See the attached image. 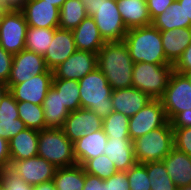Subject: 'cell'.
<instances>
[{
    "mask_svg": "<svg viewBox=\"0 0 191 190\" xmlns=\"http://www.w3.org/2000/svg\"><path fill=\"white\" fill-rule=\"evenodd\" d=\"M134 62L125 42H106L97 53V67L113 90L132 87Z\"/></svg>",
    "mask_w": 191,
    "mask_h": 190,
    "instance_id": "6da1fadb",
    "label": "cell"
},
{
    "mask_svg": "<svg viewBox=\"0 0 191 190\" xmlns=\"http://www.w3.org/2000/svg\"><path fill=\"white\" fill-rule=\"evenodd\" d=\"M123 41L134 63L171 64L164 54L160 30L152 24L129 29Z\"/></svg>",
    "mask_w": 191,
    "mask_h": 190,
    "instance_id": "7a4b0ae2",
    "label": "cell"
},
{
    "mask_svg": "<svg viewBox=\"0 0 191 190\" xmlns=\"http://www.w3.org/2000/svg\"><path fill=\"white\" fill-rule=\"evenodd\" d=\"M79 82L81 108L92 110L104 119L113 111L111 95L113 89L98 67Z\"/></svg>",
    "mask_w": 191,
    "mask_h": 190,
    "instance_id": "3957f363",
    "label": "cell"
},
{
    "mask_svg": "<svg viewBox=\"0 0 191 190\" xmlns=\"http://www.w3.org/2000/svg\"><path fill=\"white\" fill-rule=\"evenodd\" d=\"M105 42L122 41L127 33L116 0H81Z\"/></svg>",
    "mask_w": 191,
    "mask_h": 190,
    "instance_id": "277c9868",
    "label": "cell"
},
{
    "mask_svg": "<svg viewBox=\"0 0 191 190\" xmlns=\"http://www.w3.org/2000/svg\"><path fill=\"white\" fill-rule=\"evenodd\" d=\"M38 156L52 163L56 168L77 165L73 143L62 128H47L39 131Z\"/></svg>",
    "mask_w": 191,
    "mask_h": 190,
    "instance_id": "5b68a950",
    "label": "cell"
},
{
    "mask_svg": "<svg viewBox=\"0 0 191 190\" xmlns=\"http://www.w3.org/2000/svg\"><path fill=\"white\" fill-rule=\"evenodd\" d=\"M137 163L162 161L174 147L173 128L168 121L133 141Z\"/></svg>",
    "mask_w": 191,
    "mask_h": 190,
    "instance_id": "8992f818",
    "label": "cell"
},
{
    "mask_svg": "<svg viewBox=\"0 0 191 190\" xmlns=\"http://www.w3.org/2000/svg\"><path fill=\"white\" fill-rule=\"evenodd\" d=\"M173 72L172 64L134 63L132 87L145 92L151 99H160Z\"/></svg>",
    "mask_w": 191,
    "mask_h": 190,
    "instance_id": "52a82bcc",
    "label": "cell"
},
{
    "mask_svg": "<svg viewBox=\"0 0 191 190\" xmlns=\"http://www.w3.org/2000/svg\"><path fill=\"white\" fill-rule=\"evenodd\" d=\"M170 121L177 113L191 109V81L186 74L173 70L167 88L160 98Z\"/></svg>",
    "mask_w": 191,
    "mask_h": 190,
    "instance_id": "ba28073f",
    "label": "cell"
},
{
    "mask_svg": "<svg viewBox=\"0 0 191 190\" xmlns=\"http://www.w3.org/2000/svg\"><path fill=\"white\" fill-rule=\"evenodd\" d=\"M28 24L20 9H9L0 24V46L11 54L25 49Z\"/></svg>",
    "mask_w": 191,
    "mask_h": 190,
    "instance_id": "9c48e42d",
    "label": "cell"
},
{
    "mask_svg": "<svg viewBox=\"0 0 191 190\" xmlns=\"http://www.w3.org/2000/svg\"><path fill=\"white\" fill-rule=\"evenodd\" d=\"M168 122L160 99H152L138 113L129 117V137L132 141Z\"/></svg>",
    "mask_w": 191,
    "mask_h": 190,
    "instance_id": "30bf717a",
    "label": "cell"
},
{
    "mask_svg": "<svg viewBox=\"0 0 191 190\" xmlns=\"http://www.w3.org/2000/svg\"><path fill=\"white\" fill-rule=\"evenodd\" d=\"M41 73H53L52 70L47 68L43 55L23 49L13 56L7 85L23 83L33 75Z\"/></svg>",
    "mask_w": 191,
    "mask_h": 190,
    "instance_id": "8fae6325",
    "label": "cell"
},
{
    "mask_svg": "<svg viewBox=\"0 0 191 190\" xmlns=\"http://www.w3.org/2000/svg\"><path fill=\"white\" fill-rule=\"evenodd\" d=\"M9 169L32 186L53 180L56 167L42 157L10 161Z\"/></svg>",
    "mask_w": 191,
    "mask_h": 190,
    "instance_id": "7c38bea8",
    "label": "cell"
},
{
    "mask_svg": "<svg viewBox=\"0 0 191 190\" xmlns=\"http://www.w3.org/2000/svg\"><path fill=\"white\" fill-rule=\"evenodd\" d=\"M52 82L53 73H41L33 75L23 83L7 86L16 102H30L42 106Z\"/></svg>",
    "mask_w": 191,
    "mask_h": 190,
    "instance_id": "4fadbf2b",
    "label": "cell"
},
{
    "mask_svg": "<svg viewBox=\"0 0 191 190\" xmlns=\"http://www.w3.org/2000/svg\"><path fill=\"white\" fill-rule=\"evenodd\" d=\"M97 68V53L76 50L53 69V78L80 80Z\"/></svg>",
    "mask_w": 191,
    "mask_h": 190,
    "instance_id": "5bb4252c",
    "label": "cell"
},
{
    "mask_svg": "<svg viewBox=\"0 0 191 190\" xmlns=\"http://www.w3.org/2000/svg\"><path fill=\"white\" fill-rule=\"evenodd\" d=\"M102 127L103 119L101 117L92 110L80 108L69 113L62 129L66 137L75 143L79 138L92 134Z\"/></svg>",
    "mask_w": 191,
    "mask_h": 190,
    "instance_id": "9a60e30c",
    "label": "cell"
},
{
    "mask_svg": "<svg viewBox=\"0 0 191 190\" xmlns=\"http://www.w3.org/2000/svg\"><path fill=\"white\" fill-rule=\"evenodd\" d=\"M20 10L28 26L37 28H58L60 9L45 0H25Z\"/></svg>",
    "mask_w": 191,
    "mask_h": 190,
    "instance_id": "2e32d148",
    "label": "cell"
},
{
    "mask_svg": "<svg viewBox=\"0 0 191 190\" xmlns=\"http://www.w3.org/2000/svg\"><path fill=\"white\" fill-rule=\"evenodd\" d=\"M76 46L72 30L54 28V36L50 46L44 54V60L49 70L55 69L75 51Z\"/></svg>",
    "mask_w": 191,
    "mask_h": 190,
    "instance_id": "e0dca14e",
    "label": "cell"
},
{
    "mask_svg": "<svg viewBox=\"0 0 191 190\" xmlns=\"http://www.w3.org/2000/svg\"><path fill=\"white\" fill-rule=\"evenodd\" d=\"M113 111L128 117L138 113L152 99L135 87L113 90L111 95Z\"/></svg>",
    "mask_w": 191,
    "mask_h": 190,
    "instance_id": "ac0fdd59",
    "label": "cell"
},
{
    "mask_svg": "<svg viewBox=\"0 0 191 190\" xmlns=\"http://www.w3.org/2000/svg\"><path fill=\"white\" fill-rule=\"evenodd\" d=\"M177 189L191 186V157L173 147L162 160Z\"/></svg>",
    "mask_w": 191,
    "mask_h": 190,
    "instance_id": "d6986e66",
    "label": "cell"
},
{
    "mask_svg": "<svg viewBox=\"0 0 191 190\" xmlns=\"http://www.w3.org/2000/svg\"><path fill=\"white\" fill-rule=\"evenodd\" d=\"M104 154L114 163L118 172H126L137 163L134 143L130 138H108Z\"/></svg>",
    "mask_w": 191,
    "mask_h": 190,
    "instance_id": "ffe728a7",
    "label": "cell"
},
{
    "mask_svg": "<svg viewBox=\"0 0 191 190\" xmlns=\"http://www.w3.org/2000/svg\"><path fill=\"white\" fill-rule=\"evenodd\" d=\"M108 137L104 133L103 128L79 138L75 143L74 157L78 165H84L89 159L104 154Z\"/></svg>",
    "mask_w": 191,
    "mask_h": 190,
    "instance_id": "44dd1931",
    "label": "cell"
},
{
    "mask_svg": "<svg viewBox=\"0 0 191 190\" xmlns=\"http://www.w3.org/2000/svg\"><path fill=\"white\" fill-rule=\"evenodd\" d=\"M77 50L98 53L106 43L101 37L99 29L92 16H87L74 30H72Z\"/></svg>",
    "mask_w": 191,
    "mask_h": 190,
    "instance_id": "7402d4cb",
    "label": "cell"
},
{
    "mask_svg": "<svg viewBox=\"0 0 191 190\" xmlns=\"http://www.w3.org/2000/svg\"><path fill=\"white\" fill-rule=\"evenodd\" d=\"M166 59L174 65L191 44V27L160 31Z\"/></svg>",
    "mask_w": 191,
    "mask_h": 190,
    "instance_id": "603a6c76",
    "label": "cell"
},
{
    "mask_svg": "<svg viewBox=\"0 0 191 190\" xmlns=\"http://www.w3.org/2000/svg\"><path fill=\"white\" fill-rule=\"evenodd\" d=\"M116 2L127 30L152 24L146 0H116Z\"/></svg>",
    "mask_w": 191,
    "mask_h": 190,
    "instance_id": "cb8c5ba5",
    "label": "cell"
},
{
    "mask_svg": "<svg viewBox=\"0 0 191 190\" xmlns=\"http://www.w3.org/2000/svg\"><path fill=\"white\" fill-rule=\"evenodd\" d=\"M39 131L26 128L8 141L11 161L38 156Z\"/></svg>",
    "mask_w": 191,
    "mask_h": 190,
    "instance_id": "d4e9b609",
    "label": "cell"
},
{
    "mask_svg": "<svg viewBox=\"0 0 191 190\" xmlns=\"http://www.w3.org/2000/svg\"><path fill=\"white\" fill-rule=\"evenodd\" d=\"M42 107L45 118V129L63 128L70 112L64 107L60 94H58L53 86L46 94Z\"/></svg>",
    "mask_w": 191,
    "mask_h": 190,
    "instance_id": "484cf974",
    "label": "cell"
},
{
    "mask_svg": "<svg viewBox=\"0 0 191 190\" xmlns=\"http://www.w3.org/2000/svg\"><path fill=\"white\" fill-rule=\"evenodd\" d=\"M53 182L56 190H83L85 170L82 165L57 168Z\"/></svg>",
    "mask_w": 191,
    "mask_h": 190,
    "instance_id": "4316f807",
    "label": "cell"
},
{
    "mask_svg": "<svg viewBox=\"0 0 191 190\" xmlns=\"http://www.w3.org/2000/svg\"><path fill=\"white\" fill-rule=\"evenodd\" d=\"M152 25L160 31H167L175 28L191 27V22H185V12L177 0H174L162 14L152 20Z\"/></svg>",
    "mask_w": 191,
    "mask_h": 190,
    "instance_id": "83f0119b",
    "label": "cell"
},
{
    "mask_svg": "<svg viewBox=\"0 0 191 190\" xmlns=\"http://www.w3.org/2000/svg\"><path fill=\"white\" fill-rule=\"evenodd\" d=\"M87 16L81 0H66L59 11V28L74 30Z\"/></svg>",
    "mask_w": 191,
    "mask_h": 190,
    "instance_id": "f1b7e54d",
    "label": "cell"
},
{
    "mask_svg": "<svg viewBox=\"0 0 191 190\" xmlns=\"http://www.w3.org/2000/svg\"><path fill=\"white\" fill-rule=\"evenodd\" d=\"M52 86L60 94L62 103L69 112L81 108L79 82L77 80L53 78Z\"/></svg>",
    "mask_w": 191,
    "mask_h": 190,
    "instance_id": "f546056e",
    "label": "cell"
},
{
    "mask_svg": "<svg viewBox=\"0 0 191 190\" xmlns=\"http://www.w3.org/2000/svg\"><path fill=\"white\" fill-rule=\"evenodd\" d=\"M54 36V28H37L28 26L25 49L43 55L46 53Z\"/></svg>",
    "mask_w": 191,
    "mask_h": 190,
    "instance_id": "4dcf8cb0",
    "label": "cell"
},
{
    "mask_svg": "<svg viewBox=\"0 0 191 190\" xmlns=\"http://www.w3.org/2000/svg\"><path fill=\"white\" fill-rule=\"evenodd\" d=\"M19 119L26 128L43 130L45 129V118L43 107L30 102H17Z\"/></svg>",
    "mask_w": 191,
    "mask_h": 190,
    "instance_id": "1f68e13d",
    "label": "cell"
},
{
    "mask_svg": "<svg viewBox=\"0 0 191 190\" xmlns=\"http://www.w3.org/2000/svg\"><path fill=\"white\" fill-rule=\"evenodd\" d=\"M144 165L150 179L151 190H177L163 161L148 162Z\"/></svg>",
    "mask_w": 191,
    "mask_h": 190,
    "instance_id": "d6a6232c",
    "label": "cell"
},
{
    "mask_svg": "<svg viewBox=\"0 0 191 190\" xmlns=\"http://www.w3.org/2000/svg\"><path fill=\"white\" fill-rule=\"evenodd\" d=\"M103 130L108 138H130L129 117L112 111L103 119Z\"/></svg>",
    "mask_w": 191,
    "mask_h": 190,
    "instance_id": "836d02e7",
    "label": "cell"
},
{
    "mask_svg": "<svg viewBox=\"0 0 191 190\" xmlns=\"http://www.w3.org/2000/svg\"><path fill=\"white\" fill-rule=\"evenodd\" d=\"M83 168L87 174L97 176L102 180L109 179L118 172L114 163L105 154L89 159Z\"/></svg>",
    "mask_w": 191,
    "mask_h": 190,
    "instance_id": "e575fe53",
    "label": "cell"
},
{
    "mask_svg": "<svg viewBox=\"0 0 191 190\" xmlns=\"http://www.w3.org/2000/svg\"><path fill=\"white\" fill-rule=\"evenodd\" d=\"M126 174L130 190H151L150 179L143 163L134 164Z\"/></svg>",
    "mask_w": 191,
    "mask_h": 190,
    "instance_id": "d590c367",
    "label": "cell"
},
{
    "mask_svg": "<svg viewBox=\"0 0 191 190\" xmlns=\"http://www.w3.org/2000/svg\"><path fill=\"white\" fill-rule=\"evenodd\" d=\"M0 182L6 190H34V186L27 184L9 168L0 171Z\"/></svg>",
    "mask_w": 191,
    "mask_h": 190,
    "instance_id": "8d00e7d4",
    "label": "cell"
},
{
    "mask_svg": "<svg viewBox=\"0 0 191 190\" xmlns=\"http://www.w3.org/2000/svg\"><path fill=\"white\" fill-rule=\"evenodd\" d=\"M19 119L17 102L8 91L0 101V121H14Z\"/></svg>",
    "mask_w": 191,
    "mask_h": 190,
    "instance_id": "74e56055",
    "label": "cell"
},
{
    "mask_svg": "<svg viewBox=\"0 0 191 190\" xmlns=\"http://www.w3.org/2000/svg\"><path fill=\"white\" fill-rule=\"evenodd\" d=\"M174 147L191 157V127L173 128Z\"/></svg>",
    "mask_w": 191,
    "mask_h": 190,
    "instance_id": "f35d334b",
    "label": "cell"
},
{
    "mask_svg": "<svg viewBox=\"0 0 191 190\" xmlns=\"http://www.w3.org/2000/svg\"><path fill=\"white\" fill-rule=\"evenodd\" d=\"M24 129H26V126L20 119L0 121V137L8 141Z\"/></svg>",
    "mask_w": 191,
    "mask_h": 190,
    "instance_id": "ab89813d",
    "label": "cell"
},
{
    "mask_svg": "<svg viewBox=\"0 0 191 190\" xmlns=\"http://www.w3.org/2000/svg\"><path fill=\"white\" fill-rule=\"evenodd\" d=\"M104 190H130L126 172H116L104 180Z\"/></svg>",
    "mask_w": 191,
    "mask_h": 190,
    "instance_id": "60d3db41",
    "label": "cell"
},
{
    "mask_svg": "<svg viewBox=\"0 0 191 190\" xmlns=\"http://www.w3.org/2000/svg\"><path fill=\"white\" fill-rule=\"evenodd\" d=\"M13 56V54L6 52L0 46V81H3L5 83L8 82L11 73Z\"/></svg>",
    "mask_w": 191,
    "mask_h": 190,
    "instance_id": "b9f144b4",
    "label": "cell"
},
{
    "mask_svg": "<svg viewBox=\"0 0 191 190\" xmlns=\"http://www.w3.org/2000/svg\"><path fill=\"white\" fill-rule=\"evenodd\" d=\"M173 70L180 74L191 72V44L184 50L181 57L173 65Z\"/></svg>",
    "mask_w": 191,
    "mask_h": 190,
    "instance_id": "7bdbcfd3",
    "label": "cell"
},
{
    "mask_svg": "<svg viewBox=\"0 0 191 190\" xmlns=\"http://www.w3.org/2000/svg\"><path fill=\"white\" fill-rule=\"evenodd\" d=\"M150 19L153 20L159 14H162L174 0H146Z\"/></svg>",
    "mask_w": 191,
    "mask_h": 190,
    "instance_id": "ee69618b",
    "label": "cell"
},
{
    "mask_svg": "<svg viewBox=\"0 0 191 190\" xmlns=\"http://www.w3.org/2000/svg\"><path fill=\"white\" fill-rule=\"evenodd\" d=\"M169 122L172 128L191 127V109L177 113Z\"/></svg>",
    "mask_w": 191,
    "mask_h": 190,
    "instance_id": "f6af8a7d",
    "label": "cell"
},
{
    "mask_svg": "<svg viewBox=\"0 0 191 190\" xmlns=\"http://www.w3.org/2000/svg\"><path fill=\"white\" fill-rule=\"evenodd\" d=\"M10 161L8 140L0 137V171L9 168Z\"/></svg>",
    "mask_w": 191,
    "mask_h": 190,
    "instance_id": "bcb514c9",
    "label": "cell"
},
{
    "mask_svg": "<svg viewBox=\"0 0 191 190\" xmlns=\"http://www.w3.org/2000/svg\"><path fill=\"white\" fill-rule=\"evenodd\" d=\"M83 190H104V180L85 172V182Z\"/></svg>",
    "mask_w": 191,
    "mask_h": 190,
    "instance_id": "7dc6e473",
    "label": "cell"
},
{
    "mask_svg": "<svg viewBox=\"0 0 191 190\" xmlns=\"http://www.w3.org/2000/svg\"><path fill=\"white\" fill-rule=\"evenodd\" d=\"M185 12V22H191V0H177Z\"/></svg>",
    "mask_w": 191,
    "mask_h": 190,
    "instance_id": "c3c4849f",
    "label": "cell"
},
{
    "mask_svg": "<svg viewBox=\"0 0 191 190\" xmlns=\"http://www.w3.org/2000/svg\"><path fill=\"white\" fill-rule=\"evenodd\" d=\"M9 9H20L25 0H2Z\"/></svg>",
    "mask_w": 191,
    "mask_h": 190,
    "instance_id": "681fc988",
    "label": "cell"
},
{
    "mask_svg": "<svg viewBox=\"0 0 191 190\" xmlns=\"http://www.w3.org/2000/svg\"><path fill=\"white\" fill-rule=\"evenodd\" d=\"M34 190H56L53 180L34 186Z\"/></svg>",
    "mask_w": 191,
    "mask_h": 190,
    "instance_id": "f907efd6",
    "label": "cell"
},
{
    "mask_svg": "<svg viewBox=\"0 0 191 190\" xmlns=\"http://www.w3.org/2000/svg\"><path fill=\"white\" fill-rule=\"evenodd\" d=\"M8 91L9 87L7 86V83L0 81V101Z\"/></svg>",
    "mask_w": 191,
    "mask_h": 190,
    "instance_id": "816d5d0a",
    "label": "cell"
},
{
    "mask_svg": "<svg viewBox=\"0 0 191 190\" xmlns=\"http://www.w3.org/2000/svg\"><path fill=\"white\" fill-rule=\"evenodd\" d=\"M45 1L50 4H53L54 6L60 9L66 0H45Z\"/></svg>",
    "mask_w": 191,
    "mask_h": 190,
    "instance_id": "f5cc1de1",
    "label": "cell"
},
{
    "mask_svg": "<svg viewBox=\"0 0 191 190\" xmlns=\"http://www.w3.org/2000/svg\"><path fill=\"white\" fill-rule=\"evenodd\" d=\"M8 10L9 8L7 6H0V24L2 22L4 15L7 13Z\"/></svg>",
    "mask_w": 191,
    "mask_h": 190,
    "instance_id": "db71d44e",
    "label": "cell"
},
{
    "mask_svg": "<svg viewBox=\"0 0 191 190\" xmlns=\"http://www.w3.org/2000/svg\"><path fill=\"white\" fill-rule=\"evenodd\" d=\"M177 190H191V186L183 187V188H180V189H177Z\"/></svg>",
    "mask_w": 191,
    "mask_h": 190,
    "instance_id": "11a10c76",
    "label": "cell"
},
{
    "mask_svg": "<svg viewBox=\"0 0 191 190\" xmlns=\"http://www.w3.org/2000/svg\"><path fill=\"white\" fill-rule=\"evenodd\" d=\"M0 190H6V189L4 188V186L1 184V182H0Z\"/></svg>",
    "mask_w": 191,
    "mask_h": 190,
    "instance_id": "9f6ffc18",
    "label": "cell"
},
{
    "mask_svg": "<svg viewBox=\"0 0 191 190\" xmlns=\"http://www.w3.org/2000/svg\"><path fill=\"white\" fill-rule=\"evenodd\" d=\"M186 75L188 76V78H189L190 81H191V72L187 73Z\"/></svg>",
    "mask_w": 191,
    "mask_h": 190,
    "instance_id": "6f0895ef",
    "label": "cell"
},
{
    "mask_svg": "<svg viewBox=\"0 0 191 190\" xmlns=\"http://www.w3.org/2000/svg\"><path fill=\"white\" fill-rule=\"evenodd\" d=\"M0 6H5L2 0H0Z\"/></svg>",
    "mask_w": 191,
    "mask_h": 190,
    "instance_id": "680465c9",
    "label": "cell"
}]
</instances>
